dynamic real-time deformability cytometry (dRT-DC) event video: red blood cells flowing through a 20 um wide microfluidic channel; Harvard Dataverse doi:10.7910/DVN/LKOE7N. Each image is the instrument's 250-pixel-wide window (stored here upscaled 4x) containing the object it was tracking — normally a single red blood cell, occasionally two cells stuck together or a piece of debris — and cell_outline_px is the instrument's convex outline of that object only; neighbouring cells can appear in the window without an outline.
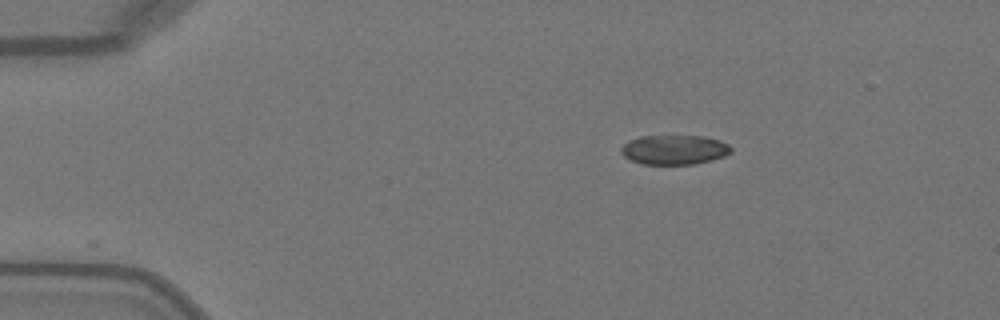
{"species": "Egyptian fruit bat (a non-hibernating species)", "species_latin": "Rousettus aegyptiacus", "temperature_condition": "warm", "stored_images_in_passage": 42, "camera_frame_rate_fps": 3000, "um_per_image_px": 0.085, "animal": {"sex": "female"}, "frame": {"image": 1, "passage_image": 1, "time_ms": 0.0, "image_size_px": [1000, 320], "cell_outline_px": [[732, 152], [724, 156], [712, 160], [692, 164], [640, 164], [624, 156], [620, 152], [620, 148], [628, 140], [640, 136], [704, 136], [720, 140], [728, 144], [732, 148]], "centroid_in_image_um": [57.31, 12.72], "position_along_channel_um": 27.7, "area_um2": 19.02}}
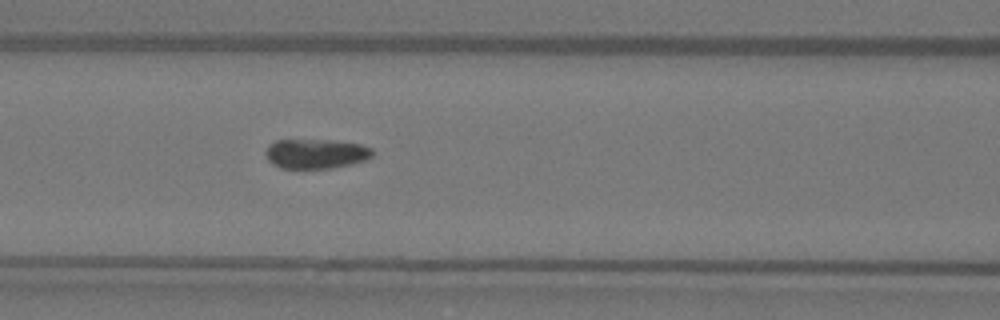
{"frame": {"image": 2, "passage_image": 14, "time_ms": 4.333, "image_size_px": [1000, 320], "cell_outline_px": [[372, 156], [364, 160], [352, 164], [332, 168], [280, 168], [272, 164], [268, 160], [264, 152], [268, 144], [276, 140], [328, 140], [360, 144], [372, 148]], "centroid_in_image_um": [26.81, 13.07], "position_along_channel_um": 139.8, "area_um2": 18.5}}
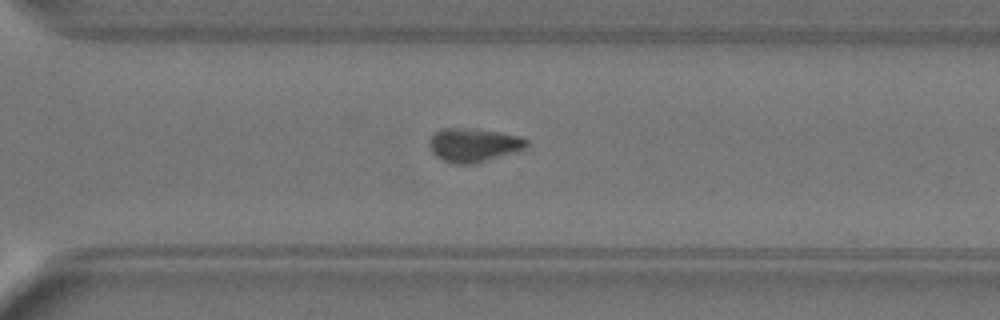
{"frame": {"image": 3, "passage_image": 28, "time_ms": 9.0, "image_size_px": [1000, 320], "cell_outline_px": [[528, 148], [472, 164], [456, 164], [444, 160], [436, 156], [432, 152], [428, 144], [428, 140], [432, 132], [440, 128], [472, 128], [500, 132], [520, 136], [528, 140]], "centroid_in_image_um": [40.22, 12.3], "position_along_channel_um": 330.4, "area_um2": 19.31}, "authors_computed_cell_mechanics": {"area_um2": 19.1896, "velocity_mm_per_s": 4.1033, "shape_relaxation_time_tau1_ms": null, "shape_relaxation_time_tau2_ms": 2.4562, "deformation_change_tau1": null, "deformation_change_tau2": 0.0482}}